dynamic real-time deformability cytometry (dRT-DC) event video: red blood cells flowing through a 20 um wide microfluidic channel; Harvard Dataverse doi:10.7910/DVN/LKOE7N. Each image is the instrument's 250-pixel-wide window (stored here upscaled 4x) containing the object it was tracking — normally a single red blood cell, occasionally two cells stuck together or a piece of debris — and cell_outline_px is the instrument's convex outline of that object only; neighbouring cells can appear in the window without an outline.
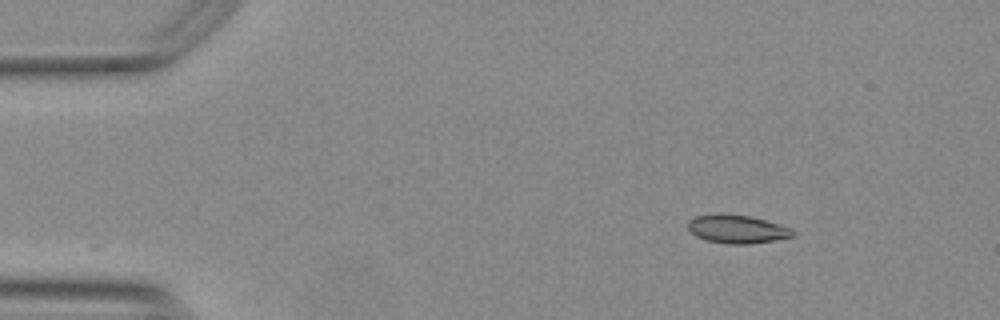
{"species": "Egyptian fruit bat (a non-hibernating species)", "species_latin": "Rousettus aegyptiacus", "temperature_condition": "warm", "stored_images_in_passage": 48, "camera_frame_rate_fps": 3000, "um_per_image_px": 0.085, "animal": {"sex": "female"}, "frame": {"image": 1, "passage_image": 1, "time_ms": 0.0, "image_size_px": [1000, 320], "cell_outline_px": [[796, 236], [748, 244], [728, 244], [708, 240], [696, 236], [688, 228], [688, 220], [696, 216], [748, 216], [764, 220], [792, 228], [796, 232]], "centroid_in_image_um": [62.71, 19.51], "position_along_channel_um": 22.3, "area_um2": 16.59}}
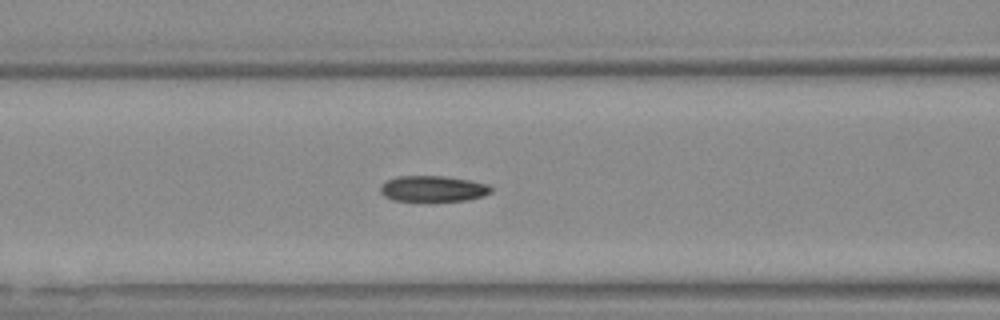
{"frame": {"image": 2, "passage_image": 16, "time_ms": 5.0, "image_size_px": [1000, 320], "cell_outline_px": [[492, 192], [484, 196], [464, 200], [392, 200], [384, 196], [380, 192], [380, 188], [388, 180], [396, 176], [444, 176], [468, 180], [488, 184], [492, 188]], "centroid_in_image_um": [36.82, 16.03], "position_along_channel_um": 129.8, "area_um2": 16.42}}
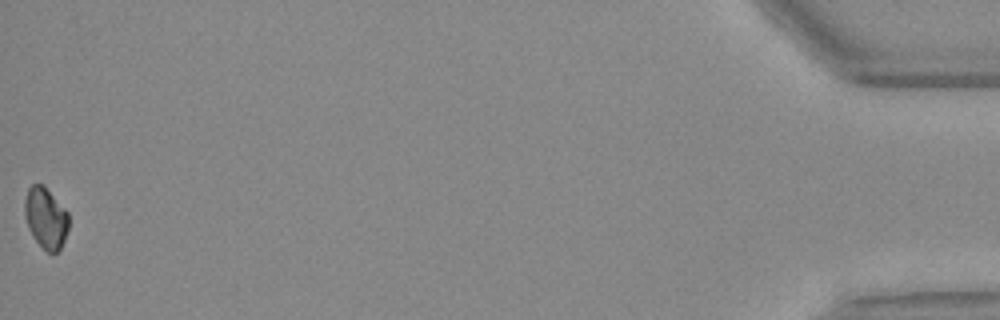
{"frame": {"image": 3, "passage_image": 48, "time_ms": 15.667, "image_size_px": [1000, 320], "cell_outline_px": [[68, 228], [64, 240], [60, 248], [52, 256], [32, 236], [28, 228], [24, 216], [24, 200], [28, 188], [32, 184], [44, 184], [68, 212]], "centroid_in_image_um": [3.87, 18.51], "position_along_channel_um": 431.3, "area_um2": 15.78}, "authors_computed_cell_mechanics": {"area_um2": 16.9932, "velocity_mm_per_s": 3.7683, "shape_relaxation_time_tau1_ms": 5.1047, "shape_relaxation_time_tau2_ms": 2.2512, "deformation_change_tau1": 0.1358, "deformation_change_tau2": 0.0738}}